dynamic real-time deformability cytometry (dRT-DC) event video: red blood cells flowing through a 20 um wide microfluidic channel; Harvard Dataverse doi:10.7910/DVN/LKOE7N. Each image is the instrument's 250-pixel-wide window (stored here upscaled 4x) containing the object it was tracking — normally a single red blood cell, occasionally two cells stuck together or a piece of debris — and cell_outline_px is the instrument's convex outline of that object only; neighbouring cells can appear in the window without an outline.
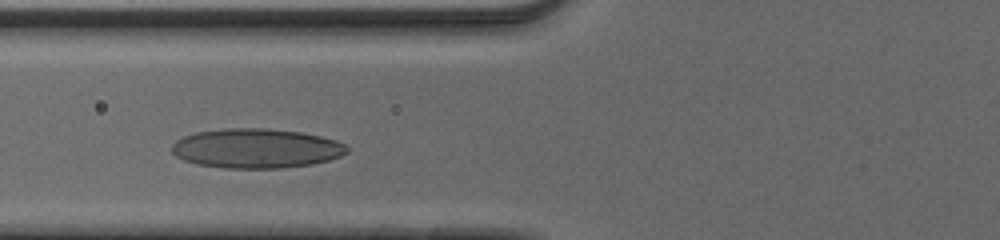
{"species": "human", "species_latin": "Homo sapiens", "temperature_condition": "cold", "stored_images_in_passage": 30, "camera_frame_rate_fps": 3000, "um_per_image_px": 0.085, "donor": {"sex": "male"}, "frame": {"image": 1, "passage_image": 4, "time_ms": 1.0, "image_size_px": [1000, 240], "cell_outline_px": [[348, 152], [340, 156], [328, 160], [312, 164], [280, 168], [224, 168], [196, 164], [184, 160], [176, 156], [172, 152], [172, 144], [176, 140], [184, 136], [196, 132], [224, 128], [264, 128], [300, 132], [320, 136], [336, 140], [344, 144], [348, 148]], "centroid_in_image_um": [21.76, 12.61], "position_along_channel_um": 104.0, "area_um2": 40.34}}
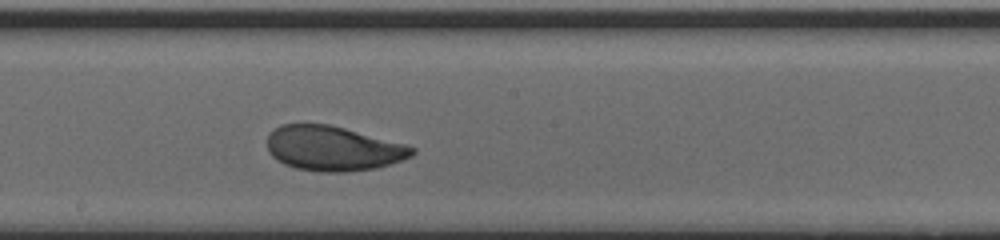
{"frame": {"image": 2, "passage_image": 13, "time_ms": 4.0, "image_size_px": [1000, 240], "cell_outline_px": [[416, 152], [412, 156], [376, 168], [348, 172], [320, 172], [296, 168], [284, 164], [276, 160], [268, 152], [268, 136], [280, 124], [328, 124], [344, 128], [404, 144], [416, 148]], "centroid_in_image_um": [28.29, 12.63], "position_along_channel_um": 219.9, "area_um2": 37.57}}
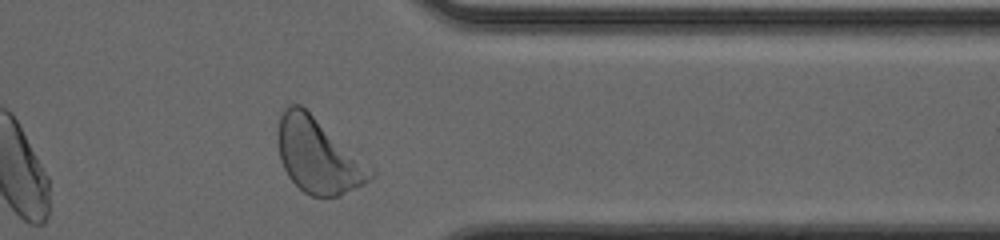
{"frame": {"image": 3, "passage_image": 26, "time_ms": 8.333, "image_size_px": [1000, 240], "cell_outline_px": [[376, 176], [364, 184], [340, 196], [312, 196], [304, 192], [288, 176], [280, 160], [276, 144], [276, 132], [280, 116], [284, 108], [288, 104], [300, 104], [376, 172]], "centroid_in_image_um": [27.0, 13.24], "position_along_channel_um": 384.4, "area_um2": 40.11}, "authors_computed_cell_mechanics": {"area_um2": 37.7145, "velocity_mm_per_s": 3.8832, "shape_relaxation_time_tau1_ms": 2.7634, "shape_relaxation_time_tau2_ms": 1.6314, "deformation_change_tau1": 0.1235, "deformation_change_tau2": 0.0782}}